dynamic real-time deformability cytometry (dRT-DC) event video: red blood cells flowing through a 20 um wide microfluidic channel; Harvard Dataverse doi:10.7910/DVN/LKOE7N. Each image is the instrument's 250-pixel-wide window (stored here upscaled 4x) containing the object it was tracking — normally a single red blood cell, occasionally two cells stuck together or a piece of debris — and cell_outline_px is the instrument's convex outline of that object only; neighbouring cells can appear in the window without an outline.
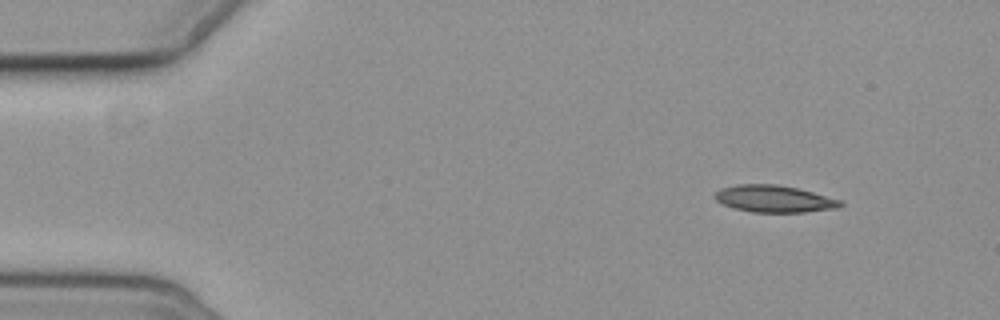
{"species": "common noctule bat (a hibernating species)", "species_latin": "Nyctalus noctula", "temperature_condition": "cold", "stored_images_in_passage": 4, "camera_frame_rate_fps": 3000, "um_per_image_px": 0.085, "animal": {"sex": "female", "body_mass_g": 19.3, "forearm_length_mm": 54.1}, "frame": {"image": 1, "passage_image": 1, "time_ms": 0.0, "image_size_px": [1000, 320], "cell_outline_px": [[844, 204], [836, 208], [804, 212], [752, 212], [736, 208], [724, 204], [716, 200], [712, 196], [720, 188], [736, 184], [776, 184], [800, 188], [840, 200]], "centroid_in_image_um": [65.78, 16.88], "position_along_channel_um": 19.2, "area_um2": 19.71}}
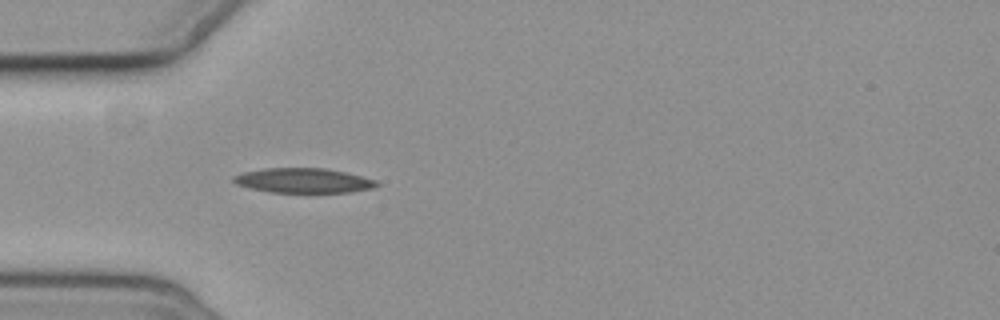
{"frame": {"image": 2, "passage_image": 4, "time_ms": 3.667, "image_size_px": [1000, 320], "cell_outline_px": [[380, 184], [372, 188], [352, 192], [268, 192], [236, 184], [232, 180], [232, 176], [244, 172], [264, 168], [328, 168], [376, 180]], "centroid_in_image_um": [25.78, 15.34], "position_along_channel_um": 59.2, "area_um2": 20.52}}